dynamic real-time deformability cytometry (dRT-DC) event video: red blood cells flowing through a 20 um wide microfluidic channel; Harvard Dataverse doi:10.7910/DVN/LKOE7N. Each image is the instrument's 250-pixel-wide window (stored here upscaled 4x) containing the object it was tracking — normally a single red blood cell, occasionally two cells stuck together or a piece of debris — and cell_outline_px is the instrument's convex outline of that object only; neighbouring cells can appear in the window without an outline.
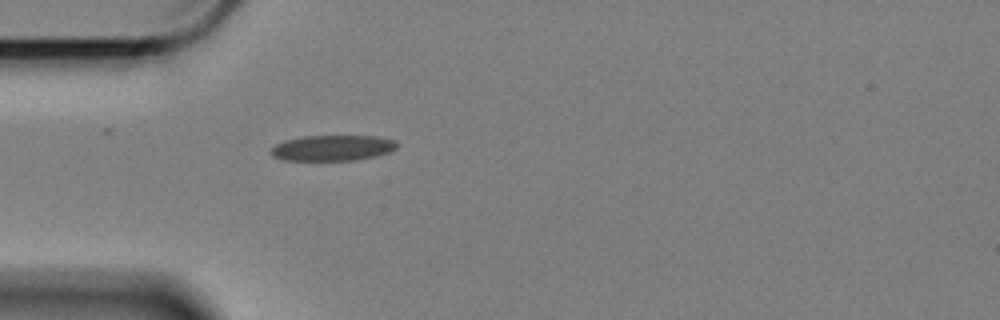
{"species": "Egyptian fruit bat (a non-hibernating species)", "species_latin": "Rousettus aegyptiacus", "temperature_condition": "cold", "stored_images_in_passage": 43, "camera_frame_rate_fps": 3000, "um_per_image_px": 0.085, "animal": {"sex": "female"}, "frame": {"image": 1, "passage_image": 1, "time_ms": 0.0, "image_size_px": [1000, 320], "cell_outline_px": [[396, 148], [392, 152], [376, 156], [352, 160], [284, 160], [272, 156], [272, 148], [276, 144], [284, 140], [304, 136], [376, 136], [396, 140]], "centroid_in_image_um": [28.29, 12.57], "position_along_channel_um": 56.7, "area_um2": 18.79}}
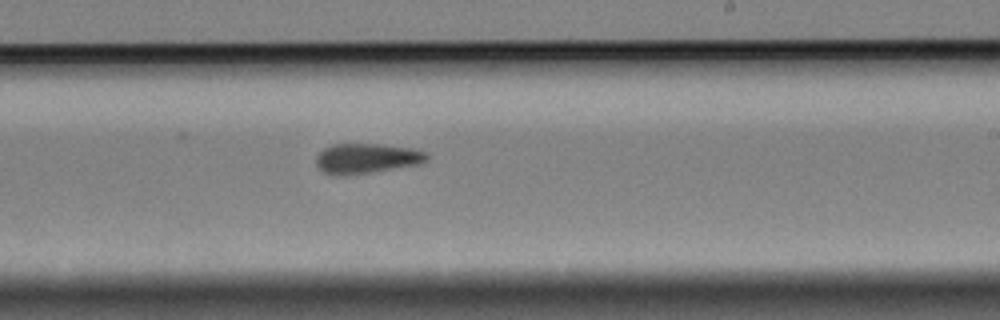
{"frame": {"image": 2, "passage_image": 19, "time_ms": 6.0, "image_size_px": [1000, 320], "cell_outline_px": [[428, 160], [420, 164], [368, 172], [336, 176], [324, 172], [316, 164], [316, 156], [324, 148], [332, 144], [380, 144], [412, 148], [424, 152], [428, 156]], "centroid_in_image_um": [31.15, 13.45], "position_along_channel_um": 257.9, "area_um2": 19.13}}
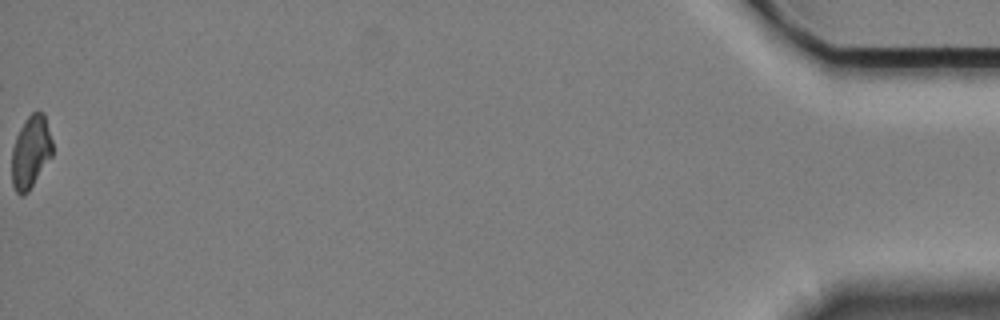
{"frame": {"image": 3, "passage_image": 43, "time_ms": 14.0, "image_size_px": [1000, 320], "cell_outline_px": [[52, 156], [28, 192], [24, 196], [20, 196], [16, 192], [12, 184], [12, 148], [16, 136], [24, 120], [32, 112], [44, 112], [52, 140]], "centroid_in_image_um": [2.61, 12.93], "position_along_channel_um": 432.6, "area_um2": 17.28}, "authors_computed_cell_mechanics": {"area_um2": 18.785, "velocity_mm_per_s": 3.4122, "shape_relaxation_time_tau1_ms": null, "shape_relaxation_time_tau2_ms": 4.8701, "deformation_change_tau1": null, "deformation_change_tau2": 0.1078}}